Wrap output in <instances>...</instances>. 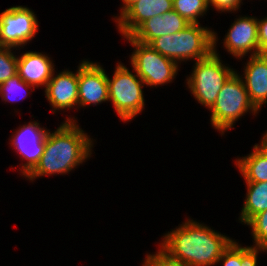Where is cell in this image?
I'll list each match as a JSON object with an SVG mask.
<instances>
[{"label": "cell", "mask_w": 267, "mask_h": 266, "mask_svg": "<svg viewBox=\"0 0 267 266\" xmlns=\"http://www.w3.org/2000/svg\"><path fill=\"white\" fill-rule=\"evenodd\" d=\"M161 249L188 266H213L234 241L196 221L187 219L163 236Z\"/></svg>", "instance_id": "obj_1"}, {"label": "cell", "mask_w": 267, "mask_h": 266, "mask_svg": "<svg viewBox=\"0 0 267 266\" xmlns=\"http://www.w3.org/2000/svg\"><path fill=\"white\" fill-rule=\"evenodd\" d=\"M93 142L75 120L67 118L56 131L48 130L43 154L26 176L29 180L44 175L66 174L91 156ZM34 179V180H33Z\"/></svg>", "instance_id": "obj_2"}, {"label": "cell", "mask_w": 267, "mask_h": 266, "mask_svg": "<svg viewBox=\"0 0 267 266\" xmlns=\"http://www.w3.org/2000/svg\"><path fill=\"white\" fill-rule=\"evenodd\" d=\"M149 45L176 63L188 59L202 60L213 52V31L199 23H190L182 31L160 36Z\"/></svg>", "instance_id": "obj_3"}, {"label": "cell", "mask_w": 267, "mask_h": 266, "mask_svg": "<svg viewBox=\"0 0 267 266\" xmlns=\"http://www.w3.org/2000/svg\"><path fill=\"white\" fill-rule=\"evenodd\" d=\"M217 33L213 32V52L202 60H197L187 85L195 99L211 109L226 81L236 72L222 64L216 49Z\"/></svg>", "instance_id": "obj_4"}, {"label": "cell", "mask_w": 267, "mask_h": 266, "mask_svg": "<svg viewBox=\"0 0 267 266\" xmlns=\"http://www.w3.org/2000/svg\"><path fill=\"white\" fill-rule=\"evenodd\" d=\"M249 110L253 115L259 111L251 102L242 77L235 72L222 86L216 102L210 109L211 125L223 135Z\"/></svg>", "instance_id": "obj_5"}, {"label": "cell", "mask_w": 267, "mask_h": 266, "mask_svg": "<svg viewBox=\"0 0 267 266\" xmlns=\"http://www.w3.org/2000/svg\"><path fill=\"white\" fill-rule=\"evenodd\" d=\"M109 101H112L122 121H130L143 110L145 104L143 80L124 64L118 63L113 78L107 75Z\"/></svg>", "instance_id": "obj_6"}, {"label": "cell", "mask_w": 267, "mask_h": 266, "mask_svg": "<svg viewBox=\"0 0 267 266\" xmlns=\"http://www.w3.org/2000/svg\"><path fill=\"white\" fill-rule=\"evenodd\" d=\"M125 39L135 48L130 62L146 86L156 87L173 81L178 72V64L175 61L164 57L150 45L133 40L130 36H126Z\"/></svg>", "instance_id": "obj_7"}, {"label": "cell", "mask_w": 267, "mask_h": 266, "mask_svg": "<svg viewBox=\"0 0 267 266\" xmlns=\"http://www.w3.org/2000/svg\"><path fill=\"white\" fill-rule=\"evenodd\" d=\"M37 30L36 15L27 7L13 6L0 14V46L14 49L25 46Z\"/></svg>", "instance_id": "obj_8"}, {"label": "cell", "mask_w": 267, "mask_h": 266, "mask_svg": "<svg viewBox=\"0 0 267 266\" xmlns=\"http://www.w3.org/2000/svg\"><path fill=\"white\" fill-rule=\"evenodd\" d=\"M109 101L107 74L98 63L82 61L78 67V105H98Z\"/></svg>", "instance_id": "obj_9"}, {"label": "cell", "mask_w": 267, "mask_h": 266, "mask_svg": "<svg viewBox=\"0 0 267 266\" xmlns=\"http://www.w3.org/2000/svg\"><path fill=\"white\" fill-rule=\"evenodd\" d=\"M48 130L41 128L38 122H29L14 132L10 140L16 151L26 163L22 164V175L26 177L39 163L45 147Z\"/></svg>", "instance_id": "obj_10"}, {"label": "cell", "mask_w": 267, "mask_h": 266, "mask_svg": "<svg viewBox=\"0 0 267 266\" xmlns=\"http://www.w3.org/2000/svg\"><path fill=\"white\" fill-rule=\"evenodd\" d=\"M227 51L236 58H243L250 51L259 55L258 22L255 17H239L233 22L224 39Z\"/></svg>", "instance_id": "obj_11"}, {"label": "cell", "mask_w": 267, "mask_h": 266, "mask_svg": "<svg viewBox=\"0 0 267 266\" xmlns=\"http://www.w3.org/2000/svg\"><path fill=\"white\" fill-rule=\"evenodd\" d=\"M173 10V0H138L121 16L116 18L117 27L125 38L130 36L143 22Z\"/></svg>", "instance_id": "obj_12"}, {"label": "cell", "mask_w": 267, "mask_h": 266, "mask_svg": "<svg viewBox=\"0 0 267 266\" xmlns=\"http://www.w3.org/2000/svg\"><path fill=\"white\" fill-rule=\"evenodd\" d=\"M52 77L45 87L47 100L54 108L52 111L78 106V70L76 73L64 70Z\"/></svg>", "instance_id": "obj_13"}, {"label": "cell", "mask_w": 267, "mask_h": 266, "mask_svg": "<svg viewBox=\"0 0 267 266\" xmlns=\"http://www.w3.org/2000/svg\"><path fill=\"white\" fill-rule=\"evenodd\" d=\"M190 23L176 11L154 16L143 22L131 35L133 40L149 45L154 39L182 31Z\"/></svg>", "instance_id": "obj_14"}, {"label": "cell", "mask_w": 267, "mask_h": 266, "mask_svg": "<svg viewBox=\"0 0 267 266\" xmlns=\"http://www.w3.org/2000/svg\"><path fill=\"white\" fill-rule=\"evenodd\" d=\"M244 71V85L249 98L259 110L267 103V54L249 57Z\"/></svg>", "instance_id": "obj_15"}, {"label": "cell", "mask_w": 267, "mask_h": 266, "mask_svg": "<svg viewBox=\"0 0 267 266\" xmlns=\"http://www.w3.org/2000/svg\"><path fill=\"white\" fill-rule=\"evenodd\" d=\"M54 64L50 57L39 52H25L18 57L17 74L27 84L46 87L54 72Z\"/></svg>", "instance_id": "obj_16"}, {"label": "cell", "mask_w": 267, "mask_h": 266, "mask_svg": "<svg viewBox=\"0 0 267 266\" xmlns=\"http://www.w3.org/2000/svg\"><path fill=\"white\" fill-rule=\"evenodd\" d=\"M247 194L239 220L247 224L255 215L267 210V182L246 183Z\"/></svg>", "instance_id": "obj_17"}, {"label": "cell", "mask_w": 267, "mask_h": 266, "mask_svg": "<svg viewBox=\"0 0 267 266\" xmlns=\"http://www.w3.org/2000/svg\"><path fill=\"white\" fill-rule=\"evenodd\" d=\"M235 163L244 177L245 183L267 182V157L255 147L250 154L237 159Z\"/></svg>", "instance_id": "obj_18"}, {"label": "cell", "mask_w": 267, "mask_h": 266, "mask_svg": "<svg viewBox=\"0 0 267 266\" xmlns=\"http://www.w3.org/2000/svg\"><path fill=\"white\" fill-rule=\"evenodd\" d=\"M259 251L252 246L242 247L236 241L223 252L217 263L223 261V266H257Z\"/></svg>", "instance_id": "obj_19"}, {"label": "cell", "mask_w": 267, "mask_h": 266, "mask_svg": "<svg viewBox=\"0 0 267 266\" xmlns=\"http://www.w3.org/2000/svg\"><path fill=\"white\" fill-rule=\"evenodd\" d=\"M207 9V0H173V10L189 23L198 24V17L203 16Z\"/></svg>", "instance_id": "obj_20"}, {"label": "cell", "mask_w": 267, "mask_h": 266, "mask_svg": "<svg viewBox=\"0 0 267 266\" xmlns=\"http://www.w3.org/2000/svg\"><path fill=\"white\" fill-rule=\"evenodd\" d=\"M252 228L254 246L257 251H267V210L255 215L248 223Z\"/></svg>", "instance_id": "obj_21"}, {"label": "cell", "mask_w": 267, "mask_h": 266, "mask_svg": "<svg viewBox=\"0 0 267 266\" xmlns=\"http://www.w3.org/2000/svg\"><path fill=\"white\" fill-rule=\"evenodd\" d=\"M29 87L30 88L33 87L32 89H35L33 85L27 84L23 79L19 77L18 74H16L15 76L11 77L4 83L0 84V95L4 101L16 102L18 99L21 100L20 98L16 99L17 97H19L17 95L28 91ZM28 93L29 92H26L25 94L28 95ZM22 96H25V98L27 97L26 95ZM23 98L24 97H22V99Z\"/></svg>", "instance_id": "obj_22"}, {"label": "cell", "mask_w": 267, "mask_h": 266, "mask_svg": "<svg viewBox=\"0 0 267 266\" xmlns=\"http://www.w3.org/2000/svg\"><path fill=\"white\" fill-rule=\"evenodd\" d=\"M11 48L0 46V84L18 72V57L11 52Z\"/></svg>", "instance_id": "obj_23"}, {"label": "cell", "mask_w": 267, "mask_h": 266, "mask_svg": "<svg viewBox=\"0 0 267 266\" xmlns=\"http://www.w3.org/2000/svg\"><path fill=\"white\" fill-rule=\"evenodd\" d=\"M142 266H188L179 260L170 257L161 248L156 254H149L144 260Z\"/></svg>", "instance_id": "obj_24"}, {"label": "cell", "mask_w": 267, "mask_h": 266, "mask_svg": "<svg viewBox=\"0 0 267 266\" xmlns=\"http://www.w3.org/2000/svg\"><path fill=\"white\" fill-rule=\"evenodd\" d=\"M207 2H208V7L211 4V6H214V8H216L217 11L231 12L239 9L242 0H207Z\"/></svg>", "instance_id": "obj_25"}, {"label": "cell", "mask_w": 267, "mask_h": 266, "mask_svg": "<svg viewBox=\"0 0 267 266\" xmlns=\"http://www.w3.org/2000/svg\"><path fill=\"white\" fill-rule=\"evenodd\" d=\"M258 22L259 54H267V17Z\"/></svg>", "instance_id": "obj_26"}, {"label": "cell", "mask_w": 267, "mask_h": 266, "mask_svg": "<svg viewBox=\"0 0 267 266\" xmlns=\"http://www.w3.org/2000/svg\"><path fill=\"white\" fill-rule=\"evenodd\" d=\"M259 144L254 145V147L261 153L263 154L265 157H267V132L266 134H264L262 141Z\"/></svg>", "instance_id": "obj_27"}, {"label": "cell", "mask_w": 267, "mask_h": 266, "mask_svg": "<svg viewBox=\"0 0 267 266\" xmlns=\"http://www.w3.org/2000/svg\"><path fill=\"white\" fill-rule=\"evenodd\" d=\"M138 0H122L123 6L121 7L120 16L135 2Z\"/></svg>", "instance_id": "obj_28"}]
</instances>
